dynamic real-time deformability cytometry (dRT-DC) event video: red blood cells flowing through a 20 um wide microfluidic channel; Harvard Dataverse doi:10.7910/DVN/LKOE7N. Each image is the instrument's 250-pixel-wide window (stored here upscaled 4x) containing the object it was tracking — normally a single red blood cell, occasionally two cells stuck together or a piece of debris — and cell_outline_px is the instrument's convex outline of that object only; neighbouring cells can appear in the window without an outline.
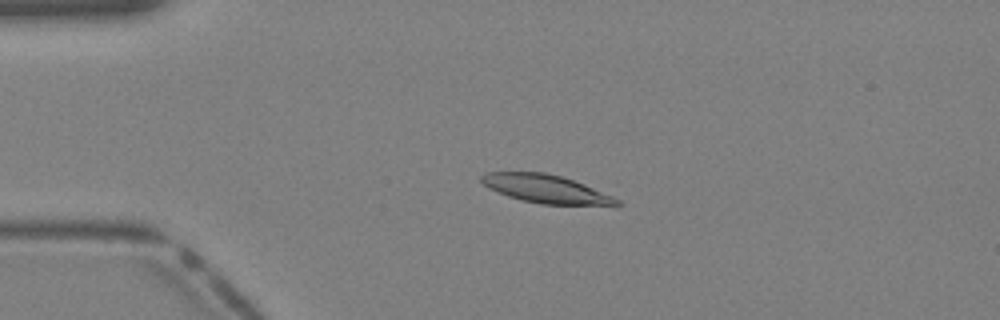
{"species": "Egyptian fruit bat (a non-hibernating species)", "species_latin": "Rousettus aegyptiacus", "temperature_condition": "warm", "stored_images_in_passage": 41, "camera_frame_rate_fps": 3000, "um_per_image_px": 0.085, "animal": {"sex": "female"}, "frame": {"image": 1, "passage_image": 10, "time_ms": 3.0, "image_size_px": [1000, 320], "cell_outline_px": [[620, 204], [616, 208], [540, 204], [508, 196], [496, 192], [488, 188], [480, 180], [480, 176], [488, 172], [544, 172], [560, 176], [608, 192], [620, 200]], "centroid_in_image_um": [46.58, 16.11], "position_along_channel_um": 38.4, "area_um2": 23.18}}
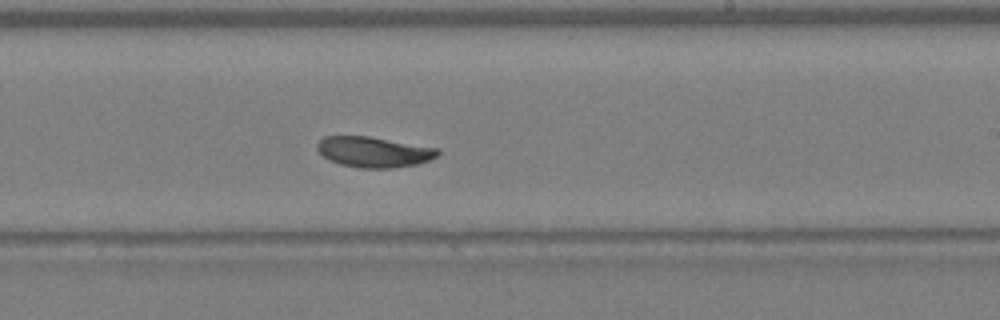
{"frame": {"image": 2, "passage_image": 25, "time_ms": 8.0, "image_size_px": [1000, 320], "cell_outline_px": [[440, 152], [436, 156], [428, 160], [416, 164], [392, 168], [360, 168], [340, 164], [328, 160], [316, 148], [316, 144], [324, 136], [368, 136], [440, 148]], "centroid_in_image_um": [31.76, 12.91], "position_along_channel_um": 257.2, "area_um2": 21.44}}
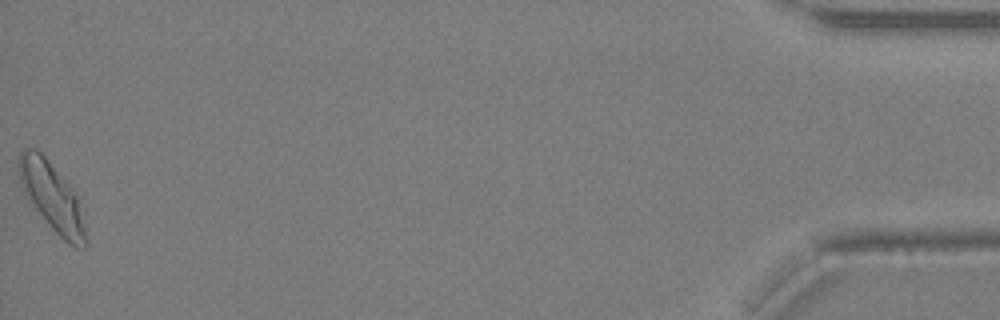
{"frame": {"image": 3, "passage_image": 41, "time_ms": 13.333, "image_size_px": [1000, 320], "cell_outline_px": [[88, 244], [84, 248], [76, 248], [68, 244], [52, 228], [28, 200], [20, 180], [16, 168], [16, 160], [20, 152], [24, 148], [36, 148], [48, 160], [76, 192], [88, 240]], "centroid_in_image_um": [4.41, 16.72], "position_along_channel_um": 430.8, "area_um2": 26.7}}